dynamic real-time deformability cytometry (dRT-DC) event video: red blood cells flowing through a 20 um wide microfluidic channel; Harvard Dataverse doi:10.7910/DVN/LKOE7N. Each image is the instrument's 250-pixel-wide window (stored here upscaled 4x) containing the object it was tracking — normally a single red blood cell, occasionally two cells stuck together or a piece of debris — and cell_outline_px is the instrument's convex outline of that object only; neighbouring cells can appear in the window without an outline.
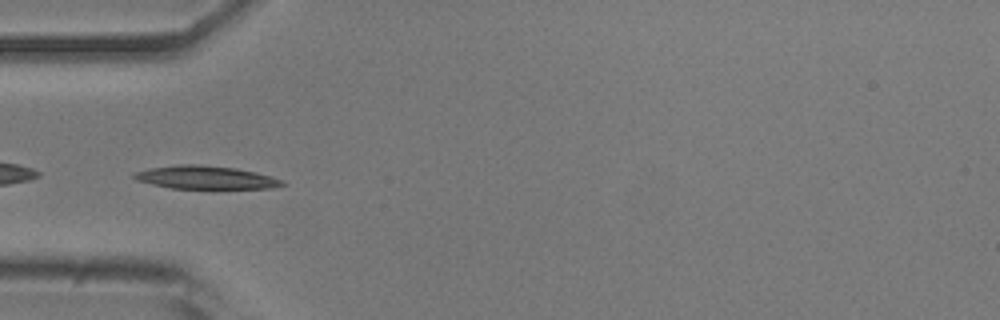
{"species": "common noctule bat (a hibernating species)", "species_latin": "Nyctalus noctula", "temperature_condition": "room temperature", "stored_images_in_passage": 52, "camera_frame_rate_fps": 3000, "um_per_image_px": 0.085, "animal": {"sex": "male", "body_mass_g": 20.5, "forearm_length_mm": 52.5}, "frame": {"image": 1, "passage_image": 16, "time_ms": 5.0, "image_size_px": [1000, 320], "cell_outline_px": [[288, 184], [272, 188], [172, 188], [152, 184], [136, 180], [132, 176], [136, 172], [148, 168], [176, 164], [200, 164], [236, 168], [256, 172], [272, 176], [284, 180]], "centroid_in_image_um": [17.51, 15.07], "position_along_channel_um": 67.5, "area_um2": 20.06}}
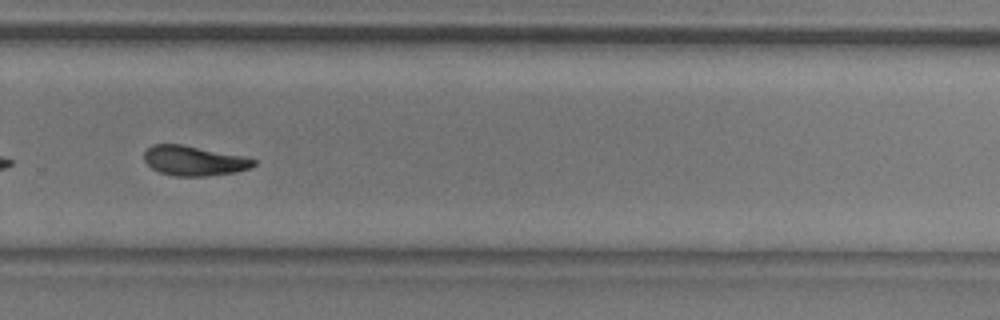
{"frame": {"image": 2, "passage_image": 35, "time_ms": 11.333, "image_size_px": [1000, 320], "cell_outline_px": [[256, 164], [252, 168], [236, 172], [204, 176], [176, 176], [160, 172], [152, 168], [144, 160], [144, 152], [152, 144], [180, 144], [244, 156], [256, 160]], "centroid_in_image_um": [16.51, 13.66], "position_along_channel_um": 313.3, "area_um2": 18.96}}
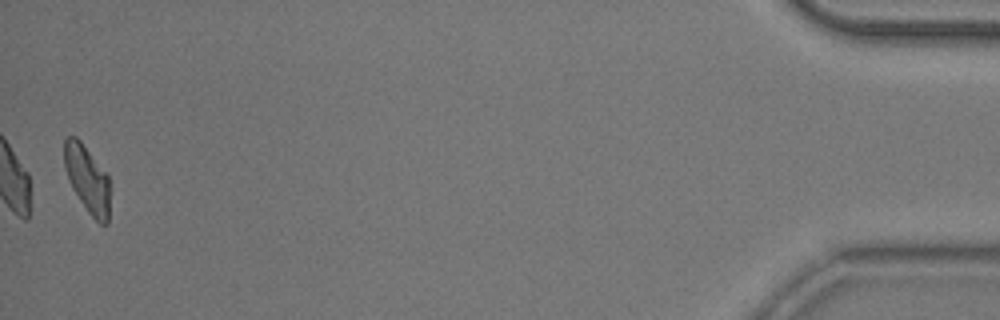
{"frame": {"image": 3, "passage_image": 51, "time_ms": 16.667, "image_size_px": [1000, 320], "cell_outline_px": [[108, 224], [100, 224], [88, 212], [72, 188], [64, 168], [64, 140], [68, 136], [76, 136], [80, 140], [108, 176]], "centroid_in_image_um": [7.38, 15.2], "position_along_channel_um": 427.8, "area_um2": 17.46}, "authors_computed_cell_mechanics": {"area_um2": 19.4786, "velocity_mm_per_s": 3.8792, "shape_relaxation_time_tau1_ms": 3.6372, "shape_relaxation_time_tau2_ms": 2.6329, "deformation_change_tau1": 0.1584, "deformation_change_tau2": 0.0841}}